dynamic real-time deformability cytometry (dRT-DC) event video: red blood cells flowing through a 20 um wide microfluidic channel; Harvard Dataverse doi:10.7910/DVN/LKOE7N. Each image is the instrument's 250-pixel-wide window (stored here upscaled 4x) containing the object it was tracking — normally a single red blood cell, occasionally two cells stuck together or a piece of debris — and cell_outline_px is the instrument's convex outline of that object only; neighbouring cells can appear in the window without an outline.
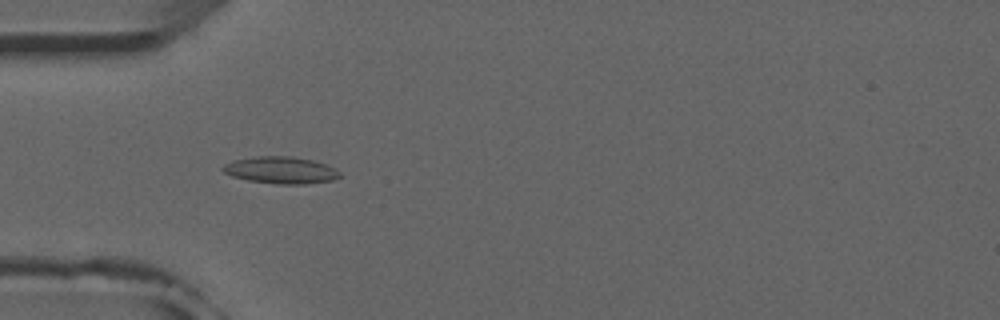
{"species": "common noctule bat (a hibernating species)", "species_latin": "Nyctalus noctula", "temperature_condition": "room temperature", "stored_images_in_passage": 52, "camera_frame_rate_fps": 3000, "um_per_image_px": 0.085, "animal": {"sex": "male", "forearm_length_mm": 52.5}, "frame": {"image": 1, "passage_image": 16, "time_ms": 5.0, "image_size_px": [1000, 320], "cell_outline_px": [[344, 176], [332, 180], [304, 184], [276, 184], [248, 180], [232, 176], [224, 172], [220, 168], [224, 164], [232, 160], [256, 156], [292, 156], [312, 160], [328, 164], [336, 168]], "centroid_in_image_um": [23.9, 14.45], "position_along_channel_um": 61.1, "area_um2": 18.61}}
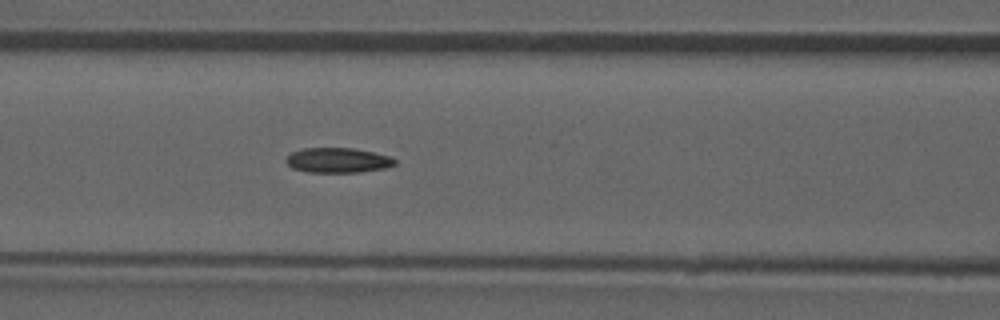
{"frame": {"image": 2, "passage_image": 22, "time_ms": 7.0, "image_size_px": [1000, 320], "cell_outline_px": [[396, 164], [384, 168], [360, 172], [308, 172], [292, 168], [284, 160], [292, 152], [304, 148], [352, 148], [372, 152], [388, 156], [396, 160]], "centroid_in_image_um": [28.69, 13.62], "position_along_channel_um": 137.9, "area_um2": 15.66}}
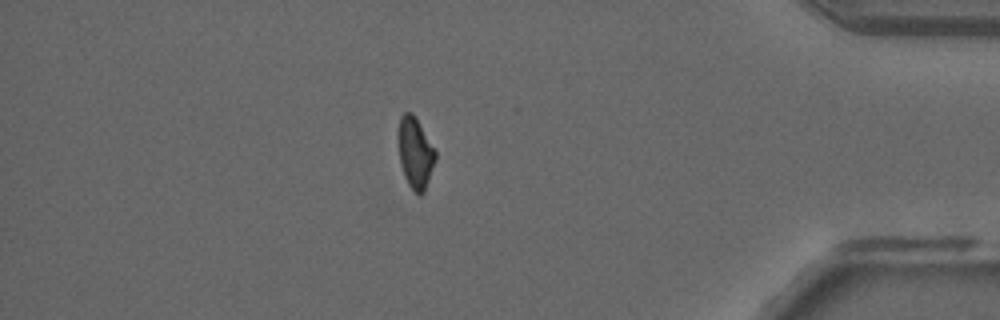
{"frame": {"image": 3, "passage_image": 45, "time_ms": 14.667, "image_size_px": [1000, 320], "cell_outline_px": [[436, 160], [424, 192], [420, 196], [408, 184], [404, 176], [400, 164], [400, 116], [404, 112], [412, 112], [436, 152]], "centroid_in_image_um": [35.32, 13.04], "position_along_channel_um": 399.9, "area_um2": 14.8}, "authors_computed_cell_mechanics": {"area_um2": 16.3285, "velocity_mm_per_s": 3.941, "shape_relaxation_time_tau1_ms": null, "shape_relaxation_time_tau2_ms": 4.8968, "deformation_change_tau1": null, "deformation_change_tau2": 0.0932}}